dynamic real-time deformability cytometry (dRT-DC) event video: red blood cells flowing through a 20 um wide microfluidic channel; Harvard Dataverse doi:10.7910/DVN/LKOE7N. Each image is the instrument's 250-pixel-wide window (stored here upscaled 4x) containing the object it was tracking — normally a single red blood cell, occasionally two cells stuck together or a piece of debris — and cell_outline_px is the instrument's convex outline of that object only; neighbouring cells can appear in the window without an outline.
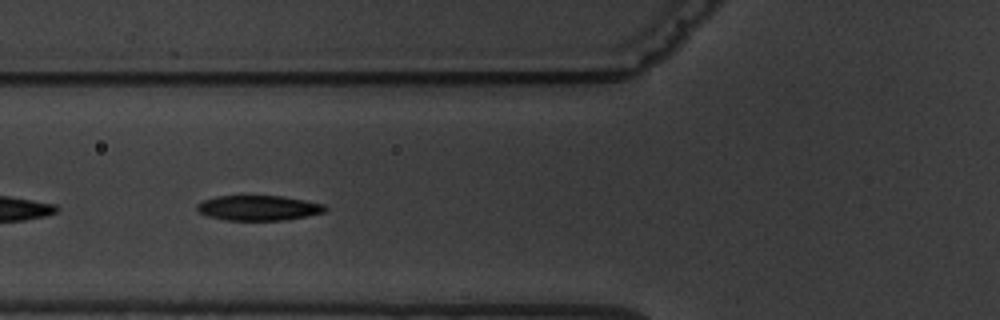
{"species": "common noctule bat (a hibernating species)", "species_latin": "Nyctalus noctula", "temperature_condition": "warm", "stored_images_in_passage": 6, "camera_frame_rate_fps": 3000, "um_per_image_px": 0.085, "animal": {"sex": "male", "body_mass_g": 19.5, "forearm_length_mm": 54.6}, "frame": {"image": 1, "passage_image": 6, "time_ms": 6.0, "image_size_px": [1000, 320], "cell_outline_px": [[328, 208], [324, 212], [284, 220], [228, 220], [208, 216], [200, 212], [196, 208], [196, 204], [204, 200], [216, 196], [280, 196], [304, 200], [324, 204]], "centroid_in_image_um": [21.96, 17.67], "position_along_channel_um": 103.8, "area_um2": 18.5}}